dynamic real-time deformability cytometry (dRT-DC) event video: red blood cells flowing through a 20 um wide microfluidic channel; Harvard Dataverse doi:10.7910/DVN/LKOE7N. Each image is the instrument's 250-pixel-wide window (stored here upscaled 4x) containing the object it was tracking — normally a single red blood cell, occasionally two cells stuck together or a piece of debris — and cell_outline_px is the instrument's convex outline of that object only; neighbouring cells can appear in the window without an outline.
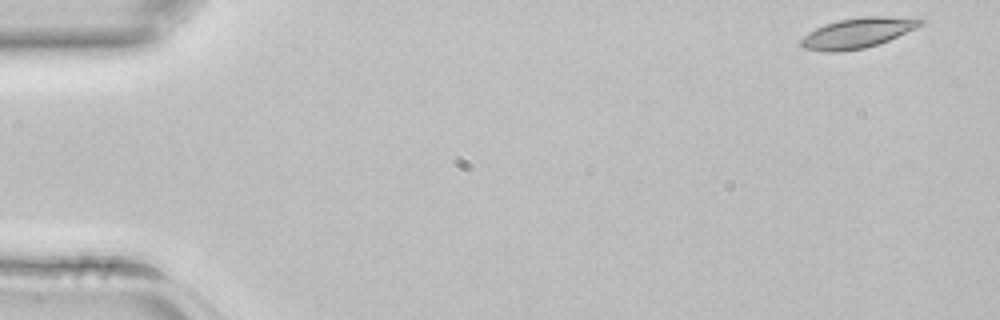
{"species": "common noctule bat (a hibernating species)", "species_latin": "Nyctalus noctula", "temperature_condition": "room temperature", "stored_images_in_passage": 3, "camera_frame_rate_fps": 3000, "um_per_image_px": 0.085, "animal": {"sex": "female", "body_mass_g": 22.7, "forearm_length_mm": 54.2}, "frame": {"image": 1, "passage_image": 1, "time_ms": 0.0, "image_size_px": [1000, 320], "cell_outline_px": [[924, 24], [916, 28], [888, 40], [864, 48], [840, 52], [824, 52], [804, 48], [800, 44], [800, 40], [808, 32], [824, 24], [840, 20], [860, 16], [920, 16], [924, 20]], "centroid_in_image_um": [72.96, 2.77], "position_along_channel_um": 12.0, "area_um2": 21.33}}
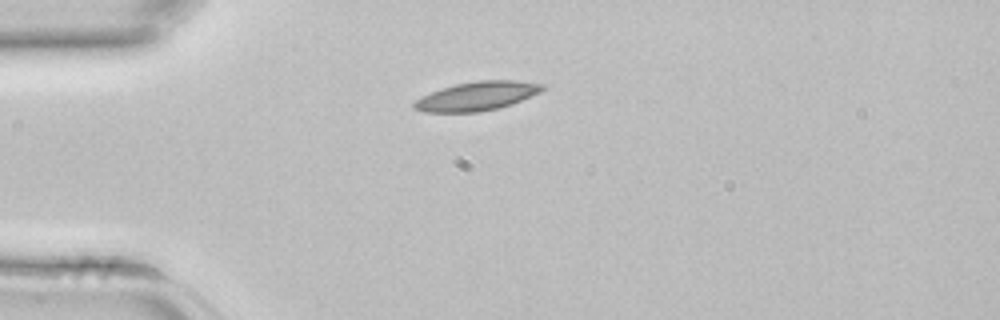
{"frame": {"image": 2, "passage_image": 3, "time_ms": 0.667, "image_size_px": [1000, 320], "cell_outline_px": [[544, 88], [540, 92], [512, 104], [480, 112], [424, 112], [412, 108], [412, 104], [416, 100], [440, 88], [456, 84], [476, 80], [516, 80], [544, 84]], "centroid_in_image_um": [40.54, 8.16], "position_along_channel_um": 44.5, "area_um2": 21.5}}